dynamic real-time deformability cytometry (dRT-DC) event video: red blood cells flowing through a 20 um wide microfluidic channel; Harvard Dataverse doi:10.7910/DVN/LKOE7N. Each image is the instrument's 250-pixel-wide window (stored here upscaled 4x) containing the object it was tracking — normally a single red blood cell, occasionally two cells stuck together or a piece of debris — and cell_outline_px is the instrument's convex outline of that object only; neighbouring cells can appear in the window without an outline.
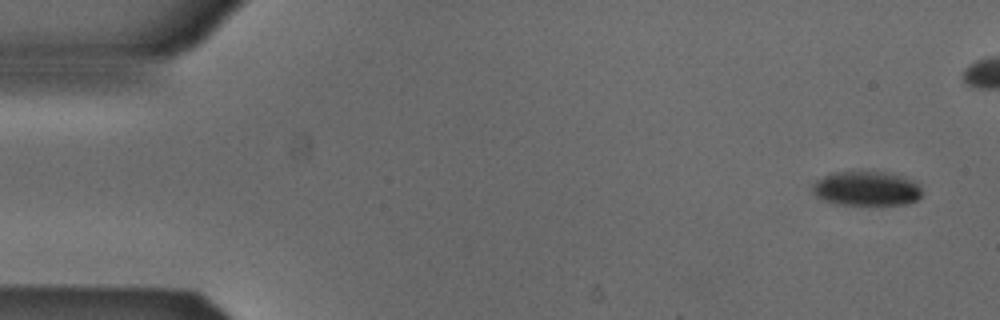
{"species": "Egyptian fruit bat (a non-hibernating species)", "species_latin": "Rousettus aegyptiacus", "temperature_condition": "cold", "stored_images_in_passage": 45, "camera_frame_rate_fps": 3000, "um_per_image_px": 0.085, "animal": {"sex": "male"}, "frame": {"image": 1, "passage_image": 2, "time_ms": 0.333, "image_size_px": [1000, 320], "cell_outline_px": [[920, 196], [916, 200], [908, 204], [836, 204], [824, 200], [816, 196], [812, 192], [812, 184], [816, 180], [832, 172], [884, 172], [904, 176], [916, 180], [920, 184]], "centroid_in_image_um": [73.65, 16.02], "position_along_channel_um": 11.3, "area_um2": 22.02}}
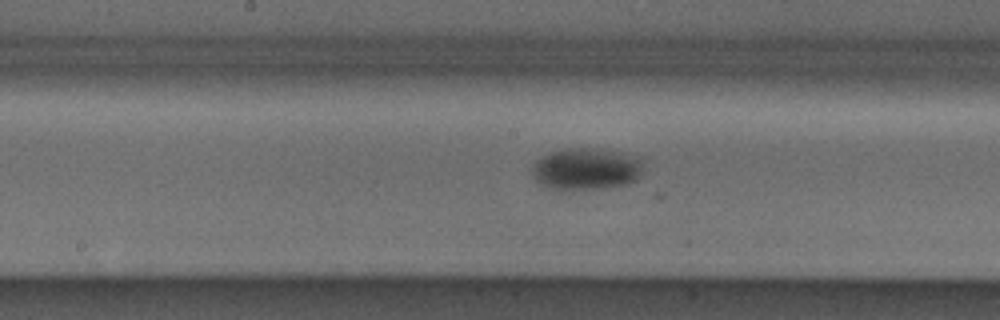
{"frame": {"image": 2, "passage_image": 26, "time_ms": 8.333, "image_size_px": [1000, 320], "cell_outline_px": [[644, 168], [640, 176], [636, 180], [628, 184], [596, 188], [552, 188], [540, 184], [532, 176], [532, 164], [536, 160], [552, 152], [564, 148], [592, 148], [620, 152], [644, 156]], "centroid_in_image_um": [49.91, 14.32], "position_along_channel_um": 198.3, "area_um2": 27.22}}
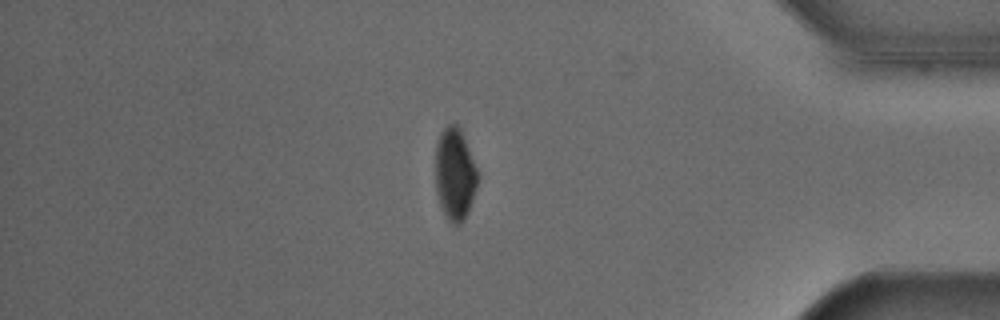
{"frame": {"image": 3, "passage_image": 44, "time_ms": 14.333, "image_size_px": [1000, 320], "cell_outline_px": [[476, 188], [468, 212], [464, 220], [460, 224], [452, 224], [448, 220], [440, 208], [436, 192], [436, 144], [440, 132], [448, 124], [456, 124], [460, 128], [476, 168]], "centroid_in_image_um": [38.63, 14.83], "position_along_channel_um": 396.6, "area_um2": 22.43}}